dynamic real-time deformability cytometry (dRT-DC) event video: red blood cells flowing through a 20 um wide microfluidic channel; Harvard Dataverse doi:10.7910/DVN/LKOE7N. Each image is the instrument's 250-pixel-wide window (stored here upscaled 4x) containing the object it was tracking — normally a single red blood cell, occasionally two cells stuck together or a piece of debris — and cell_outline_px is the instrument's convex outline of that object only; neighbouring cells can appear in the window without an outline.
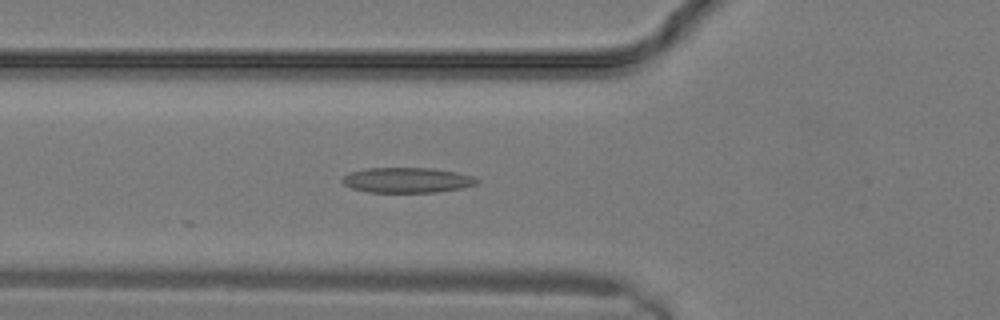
{"species": "common noctule bat (a hibernating species)", "species_latin": "Nyctalus noctula", "temperature_condition": "warm", "stored_images_in_passage": 23, "camera_frame_rate_fps": 3000, "um_per_image_px": 0.085, "animal": {"sex": "male", "body_mass_g": 19.2, "forearm_length_mm": 51.8}, "frame": {"image": 1, "passage_image": 8, "time_ms": 2.333, "image_size_px": [1000, 320], "cell_outline_px": [[480, 184], [460, 188], [436, 192], [368, 192], [352, 188], [344, 184], [340, 180], [348, 172], [364, 168], [432, 168], [456, 172], [472, 176], [480, 180]], "centroid_in_image_um": [34.6, 15.3], "position_along_channel_um": 91.2, "area_um2": 19.88}}
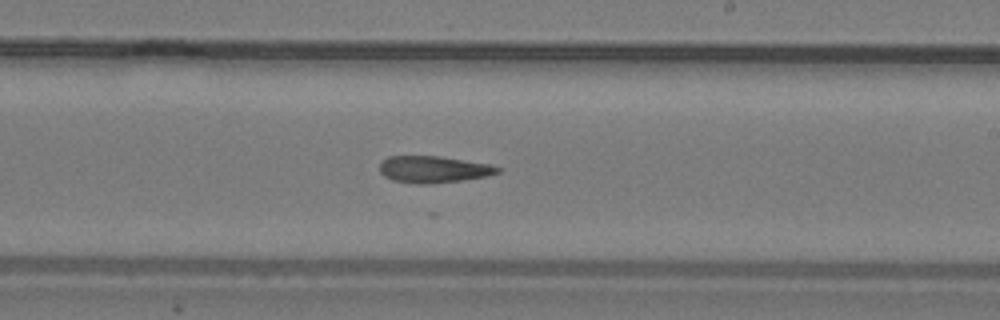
{"frame": {"image": 2, "passage_image": 14, "time_ms": 4.333, "image_size_px": [1000, 320], "cell_outline_px": [[500, 172], [488, 176], [464, 180], [428, 184], [416, 184], [392, 180], [384, 176], [380, 172], [380, 164], [388, 156], [440, 156], [492, 164], [500, 168]], "centroid_in_image_um": [36.87, 14.4], "position_along_channel_um": 252.1, "area_um2": 18.55}}
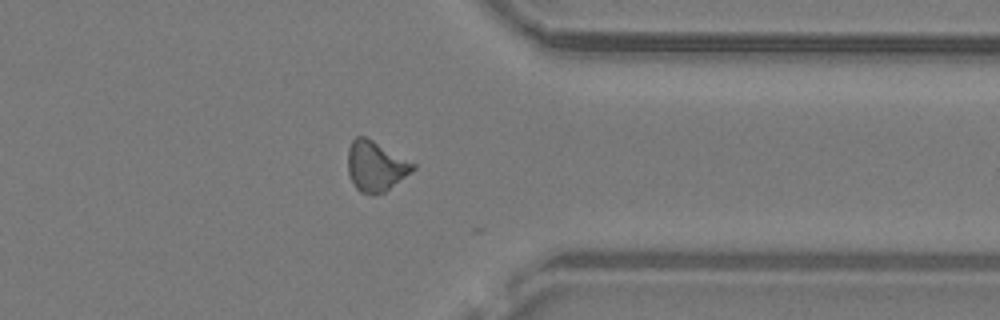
{"frame": {"image": 3, "passage_image": 19, "time_ms": 6.0, "image_size_px": [1000, 320], "cell_outline_px": [[416, 168], [412, 172], [384, 192], [376, 196], [372, 196], [360, 192], [356, 188], [348, 172], [348, 148], [352, 140], [356, 136], [364, 136], [372, 140], [416, 164]], "centroid_in_image_um": [31.93, 14.15], "position_along_channel_um": 379.5, "area_um2": 19.02}}